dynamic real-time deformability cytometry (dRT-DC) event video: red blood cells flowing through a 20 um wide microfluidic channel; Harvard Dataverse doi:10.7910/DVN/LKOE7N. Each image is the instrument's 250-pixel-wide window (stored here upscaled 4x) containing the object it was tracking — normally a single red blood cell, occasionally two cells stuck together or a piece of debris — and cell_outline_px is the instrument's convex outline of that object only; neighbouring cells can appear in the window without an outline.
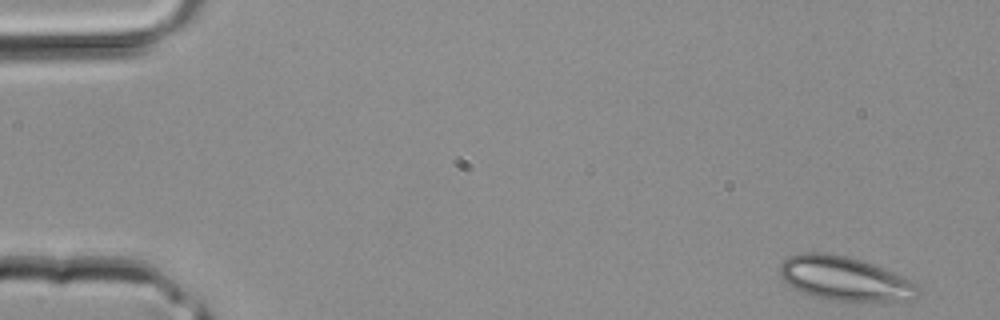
{"species": "common noctule bat (a hibernating species)", "species_latin": "Nyctalus noctula", "temperature_condition": "room temperature", "stored_images_in_passage": 12, "camera_frame_rate_fps": 3000, "um_per_image_px": 0.085, "animal": {"sex": "male", "body_mass_g": 20.4}, "frame": {"image": 1, "passage_image": 1, "time_ms": 0.0, "image_size_px": [1000, 320], "cell_outline_px": [[920, 296], [916, 300], [836, 300], [816, 296], [792, 288], [780, 276], [780, 264], [788, 256], [804, 252], [824, 252], [848, 256], [896, 272], [916, 280], [920, 288]], "centroid_in_image_um": [71.88, 23.66], "position_along_channel_um": 13.1, "area_um2": 35.66}}